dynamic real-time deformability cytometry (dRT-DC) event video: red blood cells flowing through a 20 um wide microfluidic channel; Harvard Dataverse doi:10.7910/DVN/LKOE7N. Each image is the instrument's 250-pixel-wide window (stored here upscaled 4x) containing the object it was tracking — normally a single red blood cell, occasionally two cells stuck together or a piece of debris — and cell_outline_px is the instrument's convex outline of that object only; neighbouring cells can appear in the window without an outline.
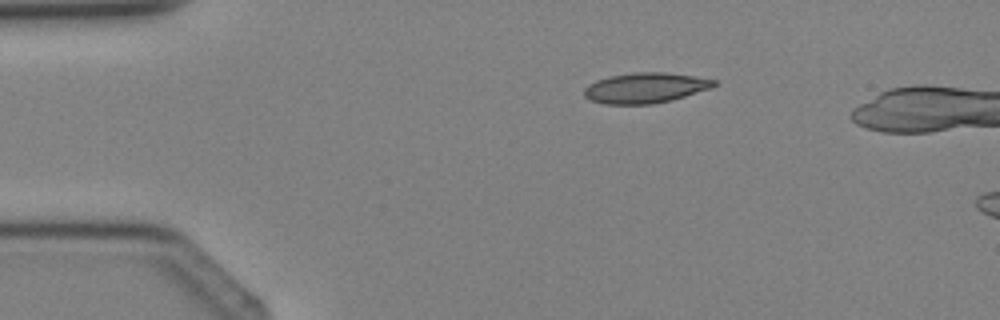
{"species": "Egyptian fruit bat (a non-hibernating species)", "species_latin": "Rousettus aegyptiacus", "temperature_condition": "cold", "stored_images_in_passage": 3, "camera_frame_rate_fps": 3000, "um_per_image_px": 0.085, "animal": {"sex": "female"}, "frame": {"image": 1, "passage_image": 1, "time_ms": 0.0, "image_size_px": [1000, 320], "cell_outline_px": [[716, 84], [712, 88], [672, 100], [652, 104], [604, 104], [592, 100], [584, 96], [584, 88], [588, 84], [596, 80], [608, 76], [632, 72], [664, 72], [692, 76], [716, 80]], "centroid_in_image_um": [54.83, 7.47], "position_along_channel_um": 30.2, "area_um2": 23.0}}